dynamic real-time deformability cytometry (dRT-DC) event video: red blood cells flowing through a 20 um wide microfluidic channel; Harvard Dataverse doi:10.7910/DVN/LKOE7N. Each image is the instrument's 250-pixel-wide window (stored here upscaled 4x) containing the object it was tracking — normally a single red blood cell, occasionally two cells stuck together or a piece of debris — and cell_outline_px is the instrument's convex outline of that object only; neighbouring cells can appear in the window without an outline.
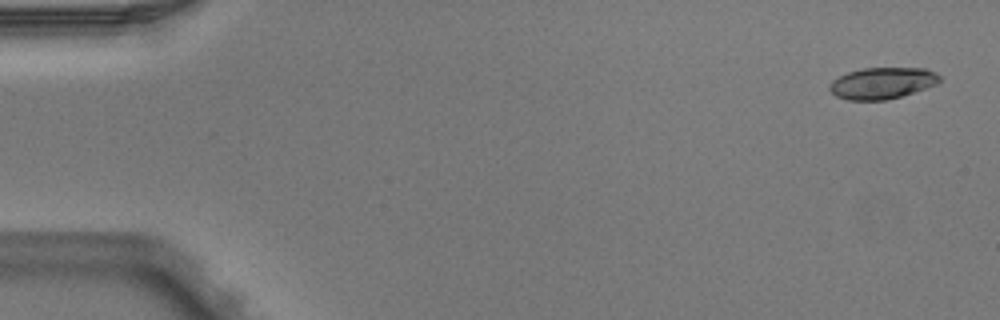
{"species": "Egyptian fruit bat (a non-hibernating species)", "species_latin": "Rousettus aegyptiacus", "temperature_condition": "warm", "stored_images_in_passage": 4, "camera_frame_rate_fps": 3000, "um_per_image_px": 0.085, "animal": {"sex": "male"}, "frame": {"image": 1, "passage_image": 1, "time_ms": 0.0, "image_size_px": [1000, 320], "cell_outline_px": [[940, 80], [936, 84], [900, 96], [884, 100], [848, 100], [836, 96], [828, 88], [828, 84], [832, 80], [848, 72], [864, 68], [924, 68], [936, 72], [940, 76]], "centroid_in_image_um": [74.96, 7.06], "position_along_channel_um": 10.0, "area_um2": 20.0}}